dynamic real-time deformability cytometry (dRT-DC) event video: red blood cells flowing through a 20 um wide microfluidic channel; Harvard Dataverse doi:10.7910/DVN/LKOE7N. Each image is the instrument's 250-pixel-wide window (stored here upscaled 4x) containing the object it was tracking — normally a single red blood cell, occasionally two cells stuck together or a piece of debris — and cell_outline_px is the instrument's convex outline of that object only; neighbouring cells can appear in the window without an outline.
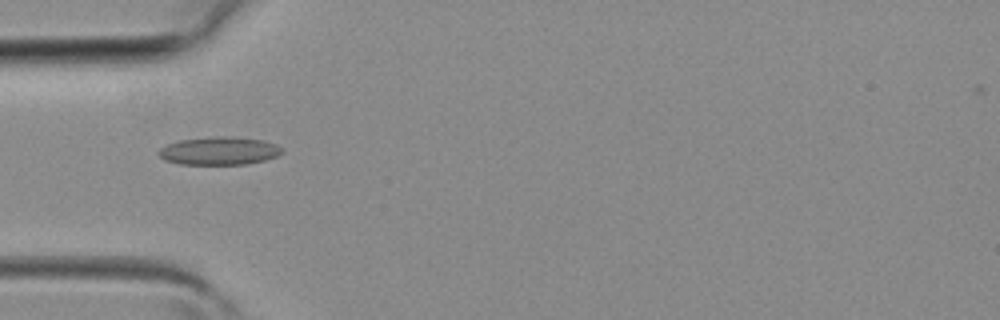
{"species": "common noctule bat (a hibernating species)", "species_latin": "Nyctalus noctula", "temperature_condition": "room temperature", "stored_images_in_passage": 2, "camera_frame_rate_fps": 3000, "um_per_image_px": 0.085, "animal": {"sex": "female", "body_mass_g": 19.3, "forearm_length_mm": 54.1}, "frame": {"image": 1, "passage_image": 1, "time_ms": 0.0, "image_size_px": [1000, 320], "cell_outline_px": [[284, 152], [276, 156], [264, 160], [248, 164], [180, 164], [164, 160], [156, 152], [160, 148], [168, 144], [180, 140], [216, 136], [232, 136], [264, 140], [276, 144], [284, 148]], "centroid_in_image_um": [18.66, 12.82], "position_along_channel_um": 66.3, "area_um2": 20.29}}
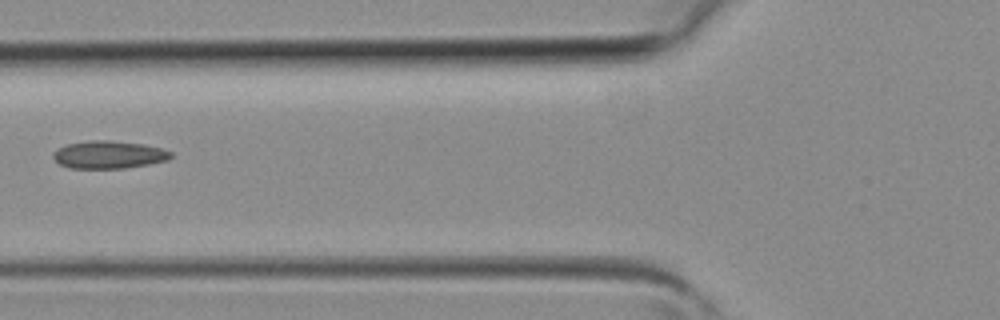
{"frame": {"image": 2, "passage_image": 2, "time_ms": 0.333, "image_size_px": [1000, 320], "cell_outline_px": [[172, 156], [168, 160], [148, 164], [124, 168], [68, 168], [60, 164], [52, 156], [52, 152], [68, 144], [92, 140], [112, 140], [144, 144], [160, 148], [172, 152]], "centroid_in_image_um": [9.25, 13.14], "position_along_channel_um": 116.5, "area_um2": 18.9}}